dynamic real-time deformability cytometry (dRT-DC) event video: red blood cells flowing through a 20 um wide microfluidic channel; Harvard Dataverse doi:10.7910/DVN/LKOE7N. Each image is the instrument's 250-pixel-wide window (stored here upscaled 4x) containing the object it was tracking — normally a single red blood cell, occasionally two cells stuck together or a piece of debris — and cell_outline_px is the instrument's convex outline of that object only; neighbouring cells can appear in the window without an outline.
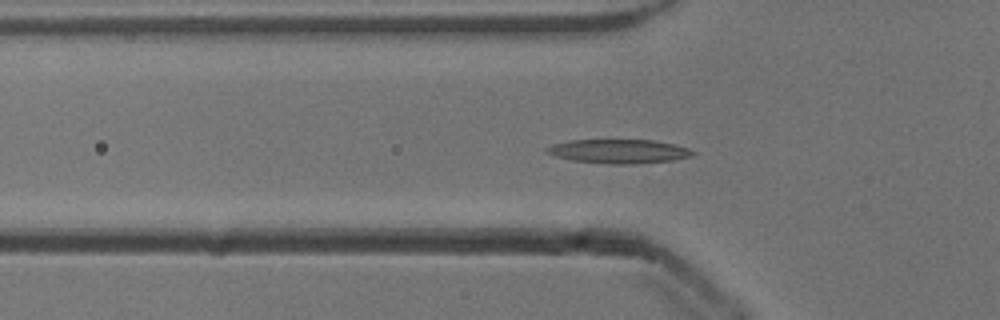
{"species": "common noctule bat (a hibernating species)", "species_latin": "Nyctalus noctula", "temperature_condition": "cold", "stored_images_in_passage": 54, "camera_frame_rate_fps": 3000, "um_per_image_px": 0.085, "animal": {"sex": "male", "body_mass_g": 13.3}, "frame": {"image": 1, "passage_image": 18, "time_ms": 5.667, "image_size_px": [1000, 320], "cell_outline_px": [[696, 152], [692, 156], [672, 160], [632, 164], [608, 164], [572, 160], [556, 156], [544, 152], [544, 148], [552, 144], [568, 140], [652, 140], [672, 144], [688, 148]], "centroid_in_image_um": [52.55, 12.86], "position_along_channel_um": 73.3, "area_um2": 20.4}}
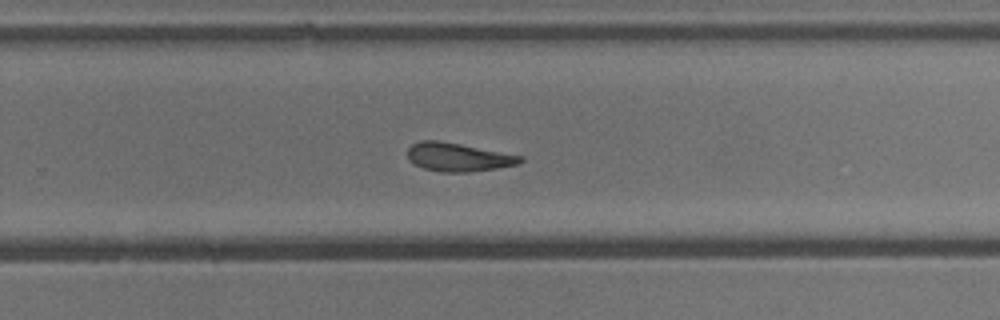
{"frame": {"image": 2, "passage_image": 35, "time_ms": 11.333, "image_size_px": [1000, 320], "cell_outline_px": [[524, 160], [516, 164], [496, 168], [468, 172], [440, 172], [424, 168], [408, 160], [408, 148], [412, 144], [420, 140], [440, 140], [524, 156]], "centroid_in_image_um": [38.93, 13.34], "position_along_channel_um": 290.9, "area_um2": 18.67}}
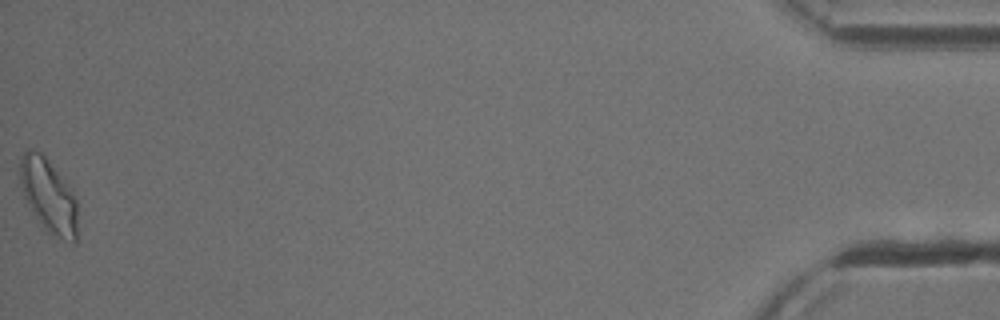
{"frame": {"image": 3, "passage_image": 54, "time_ms": 17.667, "image_size_px": [1000, 320], "cell_outline_px": [[76, 244], [72, 244], [48, 232], [32, 212], [24, 196], [20, 184], [20, 156], [24, 148], [32, 148], [44, 152], [72, 188], [76, 200]], "centroid_in_image_um": [4.12, 16.54], "position_along_channel_um": 431.1, "area_um2": 25.32}, "authors_computed_cell_mechanics": {"area_um2": 19.3341, "velocity_mm_per_s": 3.8333, "shape_relaxation_time_tau1_ms": null, "shape_relaxation_time_tau2_ms": 9.3111, "deformation_change_tau1": null, "deformation_change_tau2": 0.1985}}